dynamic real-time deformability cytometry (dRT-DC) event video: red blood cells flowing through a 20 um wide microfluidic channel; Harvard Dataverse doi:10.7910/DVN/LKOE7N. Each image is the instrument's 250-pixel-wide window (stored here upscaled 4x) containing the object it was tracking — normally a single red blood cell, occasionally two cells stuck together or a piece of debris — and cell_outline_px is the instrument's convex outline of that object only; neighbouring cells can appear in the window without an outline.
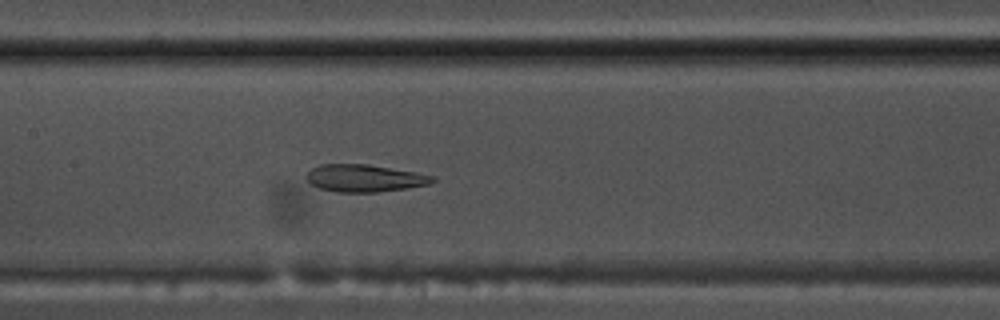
{"species": "common noctule bat (a hibernating species)", "species_latin": "Nyctalus noctula", "temperature_condition": "warm", "stored_images_in_passage": 41, "camera_frame_rate_fps": 3000, "um_per_image_px": 0.085, "animal": {"sex": "male", "body_mass_g": 17.5, "forearm_length_mm": 52.3}, "frame": {"image": 1, "passage_image": 13, "time_ms": 4.0, "image_size_px": [1000, 320], "cell_outline_px": [[436, 180], [428, 184], [408, 188], [376, 192], [336, 192], [320, 188], [312, 184], [304, 176], [316, 164], [368, 164], [416, 172], [436, 176]], "centroid_in_image_um": [30.99, 15.14], "position_along_channel_um": 176.4, "area_um2": 20.17}}
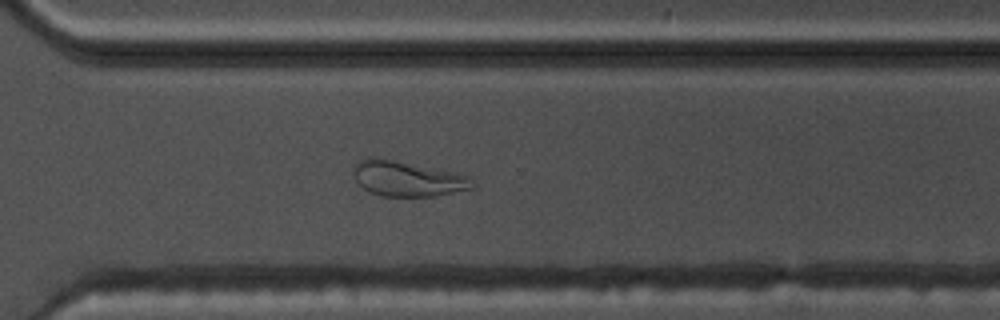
{"frame": {"image": 2, "passage_image": 26, "time_ms": 8.333, "image_size_px": [1000, 320], "cell_outline_px": [[476, 184], [472, 188], [436, 196], [380, 196], [368, 192], [356, 180], [352, 168], [360, 160], [372, 156], [376, 156], [472, 176]], "centroid_in_image_um": [34.64, 15.18], "position_along_channel_um": 336.0, "area_um2": 24.57}}
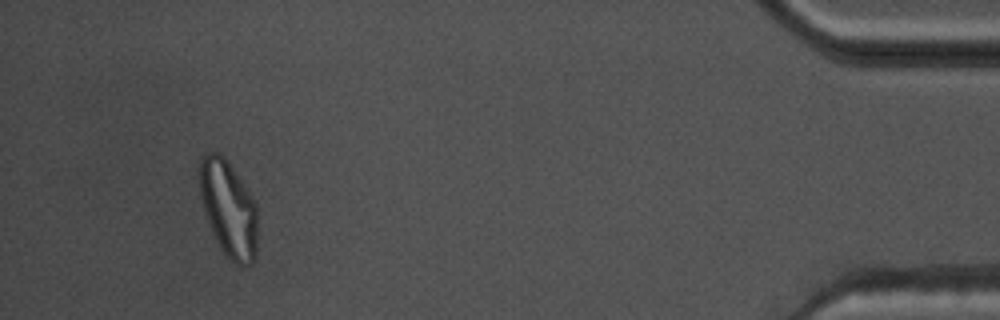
{"frame": {"image": 3, "passage_image": 38, "time_ms": 12.333, "image_size_px": [1000, 320], "cell_outline_px": [[256, 256], [252, 264], [244, 268], [236, 264], [224, 252], [216, 240], [208, 220], [200, 196], [200, 160], [208, 152], [220, 152], [224, 156], [256, 204]], "centroid_in_image_um": [19.43, 17.76], "position_along_channel_um": 415.8, "area_um2": 31.91}, "authors_computed_cell_mechanics": {"area_um2": 22.5998, "velocity_mm_per_s": 3.6854, "shape_relaxation_time_tau1_ms": null, "shape_relaxation_time_tau2_ms": 2.4332, "deformation_change_tau1": null, "deformation_change_tau2": 0.1104}}